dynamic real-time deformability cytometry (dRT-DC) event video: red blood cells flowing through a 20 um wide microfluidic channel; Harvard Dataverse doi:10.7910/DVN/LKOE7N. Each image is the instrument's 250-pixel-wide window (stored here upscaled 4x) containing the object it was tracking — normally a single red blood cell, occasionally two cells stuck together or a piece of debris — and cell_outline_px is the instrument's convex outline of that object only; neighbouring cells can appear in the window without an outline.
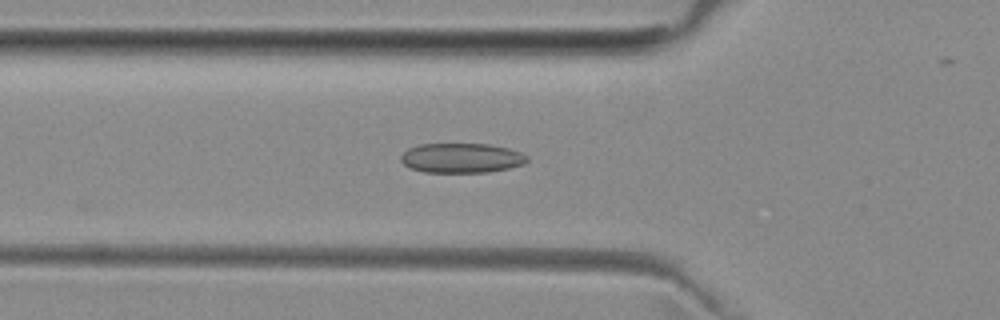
{"species": "common noctule bat (a hibernating species)", "species_latin": "Nyctalus noctula", "temperature_condition": "room temperature", "stored_images_in_passage": 5, "camera_frame_rate_fps": 3000, "um_per_image_px": 0.085, "animal": {"sex": "female", "body_mass_g": 29.2, "forearm_length_mm": 56.3}, "frame": {"image": 1, "passage_image": 5, "time_ms": 4.667, "image_size_px": [1000, 320], "cell_outline_px": [[528, 160], [524, 164], [508, 168], [488, 172], [424, 172], [412, 168], [404, 164], [400, 160], [400, 156], [408, 148], [420, 144], [488, 144], [508, 148], [520, 152], [528, 156]], "centroid_in_image_um": [39.23, 13.43], "position_along_channel_um": 86.6, "area_um2": 21.79}}